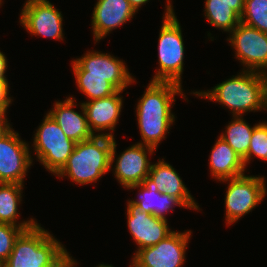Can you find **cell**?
Instances as JSON below:
<instances>
[{"label":"cell","instance_id":"obj_12","mask_svg":"<svg viewBox=\"0 0 267 267\" xmlns=\"http://www.w3.org/2000/svg\"><path fill=\"white\" fill-rule=\"evenodd\" d=\"M116 146L114 138L111 150V167L116 160L115 167H113L115 178L124 188L141 184L148 177L152 165L147 156L148 154L152 155L156 149L137 143L131 145L116 157Z\"/></svg>","mask_w":267,"mask_h":267},{"label":"cell","instance_id":"obj_36","mask_svg":"<svg viewBox=\"0 0 267 267\" xmlns=\"http://www.w3.org/2000/svg\"><path fill=\"white\" fill-rule=\"evenodd\" d=\"M42 267H59V266H42Z\"/></svg>","mask_w":267,"mask_h":267},{"label":"cell","instance_id":"obj_11","mask_svg":"<svg viewBox=\"0 0 267 267\" xmlns=\"http://www.w3.org/2000/svg\"><path fill=\"white\" fill-rule=\"evenodd\" d=\"M19 19L31 35L64 40L62 13L49 0H26Z\"/></svg>","mask_w":267,"mask_h":267},{"label":"cell","instance_id":"obj_6","mask_svg":"<svg viewBox=\"0 0 267 267\" xmlns=\"http://www.w3.org/2000/svg\"><path fill=\"white\" fill-rule=\"evenodd\" d=\"M33 138L37 161L47 171L57 174L73 152L75 142L64 134L60 126L46 113Z\"/></svg>","mask_w":267,"mask_h":267},{"label":"cell","instance_id":"obj_14","mask_svg":"<svg viewBox=\"0 0 267 267\" xmlns=\"http://www.w3.org/2000/svg\"><path fill=\"white\" fill-rule=\"evenodd\" d=\"M75 61L87 71V75L104 76L118 91H124L136 82L128 71L126 63L109 53L88 51Z\"/></svg>","mask_w":267,"mask_h":267},{"label":"cell","instance_id":"obj_24","mask_svg":"<svg viewBox=\"0 0 267 267\" xmlns=\"http://www.w3.org/2000/svg\"><path fill=\"white\" fill-rule=\"evenodd\" d=\"M205 17L211 26L231 32L240 22V16L225 0H206Z\"/></svg>","mask_w":267,"mask_h":267},{"label":"cell","instance_id":"obj_23","mask_svg":"<svg viewBox=\"0 0 267 267\" xmlns=\"http://www.w3.org/2000/svg\"><path fill=\"white\" fill-rule=\"evenodd\" d=\"M243 116H233L230 123L226 126L225 132L220 134V138L223 139L243 160L249 150L252 132L254 128L259 124H254L251 127Z\"/></svg>","mask_w":267,"mask_h":267},{"label":"cell","instance_id":"obj_8","mask_svg":"<svg viewBox=\"0 0 267 267\" xmlns=\"http://www.w3.org/2000/svg\"><path fill=\"white\" fill-rule=\"evenodd\" d=\"M191 233L173 231L154 246L136 251L129 267H182Z\"/></svg>","mask_w":267,"mask_h":267},{"label":"cell","instance_id":"obj_13","mask_svg":"<svg viewBox=\"0 0 267 267\" xmlns=\"http://www.w3.org/2000/svg\"><path fill=\"white\" fill-rule=\"evenodd\" d=\"M126 211L129 232L138 245L136 251L154 246L173 232L167 220L143 212L138 205L129 201Z\"/></svg>","mask_w":267,"mask_h":267},{"label":"cell","instance_id":"obj_9","mask_svg":"<svg viewBox=\"0 0 267 267\" xmlns=\"http://www.w3.org/2000/svg\"><path fill=\"white\" fill-rule=\"evenodd\" d=\"M230 35L226 40L243 64V70L267 74V33L240 22Z\"/></svg>","mask_w":267,"mask_h":267},{"label":"cell","instance_id":"obj_3","mask_svg":"<svg viewBox=\"0 0 267 267\" xmlns=\"http://www.w3.org/2000/svg\"><path fill=\"white\" fill-rule=\"evenodd\" d=\"M113 140L105 135H94L76 143L67 162L55 176L68 177L77 185L97 182L111 170Z\"/></svg>","mask_w":267,"mask_h":267},{"label":"cell","instance_id":"obj_16","mask_svg":"<svg viewBox=\"0 0 267 267\" xmlns=\"http://www.w3.org/2000/svg\"><path fill=\"white\" fill-rule=\"evenodd\" d=\"M122 92L123 91H117L109 97L82 103L89 128L93 135H105L114 138L115 135L112 133L115 131L114 129L121 115V109L123 108V97L120 95ZM105 130H109L110 132H105V134L95 133Z\"/></svg>","mask_w":267,"mask_h":267},{"label":"cell","instance_id":"obj_37","mask_svg":"<svg viewBox=\"0 0 267 267\" xmlns=\"http://www.w3.org/2000/svg\"><path fill=\"white\" fill-rule=\"evenodd\" d=\"M4 113L0 110V117L3 115Z\"/></svg>","mask_w":267,"mask_h":267},{"label":"cell","instance_id":"obj_10","mask_svg":"<svg viewBox=\"0 0 267 267\" xmlns=\"http://www.w3.org/2000/svg\"><path fill=\"white\" fill-rule=\"evenodd\" d=\"M30 152L29 144L13 128L0 139V183L24 185L34 160Z\"/></svg>","mask_w":267,"mask_h":267},{"label":"cell","instance_id":"obj_28","mask_svg":"<svg viewBox=\"0 0 267 267\" xmlns=\"http://www.w3.org/2000/svg\"><path fill=\"white\" fill-rule=\"evenodd\" d=\"M9 82H0V110L6 114L9 105H11L13 99H11L9 94Z\"/></svg>","mask_w":267,"mask_h":267},{"label":"cell","instance_id":"obj_4","mask_svg":"<svg viewBox=\"0 0 267 267\" xmlns=\"http://www.w3.org/2000/svg\"><path fill=\"white\" fill-rule=\"evenodd\" d=\"M70 254L62 243L39 223L23 230L2 267L60 266Z\"/></svg>","mask_w":267,"mask_h":267},{"label":"cell","instance_id":"obj_29","mask_svg":"<svg viewBox=\"0 0 267 267\" xmlns=\"http://www.w3.org/2000/svg\"><path fill=\"white\" fill-rule=\"evenodd\" d=\"M7 67V58L5 54L0 51V82H8L5 75Z\"/></svg>","mask_w":267,"mask_h":267},{"label":"cell","instance_id":"obj_20","mask_svg":"<svg viewBox=\"0 0 267 267\" xmlns=\"http://www.w3.org/2000/svg\"><path fill=\"white\" fill-rule=\"evenodd\" d=\"M215 142L209 156L211 176L221 182L243 175L246 168L238 154L220 137Z\"/></svg>","mask_w":267,"mask_h":267},{"label":"cell","instance_id":"obj_25","mask_svg":"<svg viewBox=\"0 0 267 267\" xmlns=\"http://www.w3.org/2000/svg\"><path fill=\"white\" fill-rule=\"evenodd\" d=\"M241 23L267 33V0H244Z\"/></svg>","mask_w":267,"mask_h":267},{"label":"cell","instance_id":"obj_18","mask_svg":"<svg viewBox=\"0 0 267 267\" xmlns=\"http://www.w3.org/2000/svg\"><path fill=\"white\" fill-rule=\"evenodd\" d=\"M151 165L148 178L157 185L158 192L179 199L187 209L200 210L198 203L176 172L175 168L163 159Z\"/></svg>","mask_w":267,"mask_h":267},{"label":"cell","instance_id":"obj_1","mask_svg":"<svg viewBox=\"0 0 267 267\" xmlns=\"http://www.w3.org/2000/svg\"><path fill=\"white\" fill-rule=\"evenodd\" d=\"M181 88L182 85L174 82L150 81L135 110L142 138L139 144L157 150L175 121V115L171 112L176 101L175 95L186 97Z\"/></svg>","mask_w":267,"mask_h":267},{"label":"cell","instance_id":"obj_32","mask_svg":"<svg viewBox=\"0 0 267 267\" xmlns=\"http://www.w3.org/2000/svg\"><path fill=\"white\" fill-rule=\"evenodd\" d=\"M131 7L138 12L139 8H141L142 5L146 4L150 0H128Z\"/></svg>","mask_w":267,"mask_h":267},{"label":"cell","instance_id":"obj_17","mask_svg":"<svg viewBox=\"0 0 267 267\" xmlns=\"http://www.w3.org/2000/svg\"><path fill=\"white\" fill-rule=\"evenodd\" d=\"M75 101L73 96L66 97L64 101H55L53 109L48 111V114L60 126L66 137L78 143L94 135L89 128L82 103L79 104L81 114L74 110L73 107L78 106Z\"/></svg>","mask_w":267,"mask_h":267},{"label":"cell","instance_id":"obj_5","mask_svg":"<svg viewBox=\"0 0 267 267\" xmlns=\"http://www.w3.org/2000/svg\"><path fill=\"white\" fill-rule=\"evenodd\" d=\"M158 39L159 69L151 81L174 82L182 85L184 42L180 23L175 14L163 15Z\"/></svg>","mask_w":267,"mask_h":267},{"label":"cell","instance_id":"obj_21","mask_svg":"<svg viewBox=\"0 0 267 267\" xmlns=\"http://www.w3.org/2000/svg\"><path fill=\"white\" fill-rule=\"evenodd\" d=\"M22 184L0 183V223L12 224L23 230L32 228L37 221L33 218L19 223L18 205L22 201ZM18 223V224H17Z\"/></svg>","mask_w":267,"mask_h":267},{"label":"cell","instance_id":"obj_33","mask_svg":"<svg viewBox=\"0 0 267 267\" xmlns=\"http://www.w3.org/2000/svg\"><path fill=\"white\" fill-rule=\"evenodd\" d=\"M76 264H78V262H76L72 256H69L59 267H75Z\"/></svg>","mask_w":267,"mask_h":267},{"label":"cell","instance_id":"obj_30","mask_svg":"<svg viewBox=\"0 0 267 267\" xmlns=\"http://www.w3.org/2000/svg\"><path fill=\"white\" fill-rule=\"evenodd\" d=\"M6 116V114H3L0 117V139L12 129V127L10 126L11 124L10 122H8Z\"/></svg>","mask_w":267,"mask_h":267},{"label":"cell","instance_id":"obj_35","mask_svg":"<svg viewBox=\"0 0 267 267\" xmlns=\"http://www.w3.org/2000/svg\"><path fill=\"white\" fill-rule=\"evenodd\" d=\"M96 267H114V266H111V265H105V264H99L97 265Z\"/></svg>","mask_w":267,"mask_h":267},{"label":"cell","instance_id":"obj_15","mask_svg":"<svg viewBox=\"0 0 267 267\" xmlns=\"http://www.w3.org/2000/svg\"><path fill=\"white\" fill-rule=\"evenodd\" d=\"M136 11L128 0H98L92 13L94 41H100L111 31L133 19Z\"/></svg>","mask_w":267,"mask_h":267},{"label":"cell","instance_id":"obj_27","mask_svg":"<svg viewBox=\"0 0 267 267\" xmlns=\"http://www.w3.org/2000/svg\"><path fill=\"white\" fill-rule=\"evenodd\" d=\"M23 229L7 223H0V265H3L10 256L16 238Z\"/></svg>","mask_w":267,"mask_h":267},{"label":"cell","instance_id":"obj_31","mask_svg":"<svg viewBox=\"0 0 267 267\" xmlns=\"http://www.w3.org/2000/svg\"><path fill=\"white\" fill-rule=\"evenodd\" d=\"M228 4L231 5V8L241 16L244 8V0H225Z\"/></svg>","mask_w":267,"mask_h":267},{"label":"cell","instance_id":"obj_22","mask_svg":"<svg viewBox=\"0 0 267 267\" xmlns=\"http://www.w3.org/2000/svg\"><path fill=\"white\" fill-rule=\"evenodd\" d=\"M72 68L77 83V87L88 97L87 101L94 99L106 98L115 94L118 90L106 80L104 76L87 75L85 71L74 59Z\"/></svg>","mask_w":267,"mask_h":267},{"label":"cell","instance_id":"obj_34","mask_svg":"<svg viewBox=\"0 0 267 267\" xmlns=\"http://www.w3.org/2000/svg\"><path fill=\"white\" fill-rule=\"evenodd\" d=\"M172 3H171V1L170 0H167V5H166V9H165V13L166 14H175V12H174V10H173V7L174 6H172L171 5Z\"/></svg>","mask_w":267,"mask_h":267},{"label":"cell","instance_id":"obj_7","mask_svg":"<svg viewBox=\"0 0 267 267\" xmlns=\"http://www.w3.org/2000/svg\"><path fill=\"white\" fill-rule=\"evenodd\" d=\"M230 181V182H228ZM228 187L225 195V220L232 225L261 203L267 194L266 181L261 176L241 175L222 180Z\"/></svg>","mask_w":267,"mask_h":267},{"label":"cell","instance_id":"obj_26","mask_svg":"<svg viewBox=\"0 0 267 267\" xmlns=\"http://www.w3.org/2000/svg\"><path fill=\"white\" fill-rule=\"evenodd\" d=\"M252 156L267 161V121L259 122L252 132L248 154L243 159L245 167Z\"/></svg>","mask_w":267,"mask_h":267},{"label":"cell","instance_id":"obj_2","mask_svg":"<svg viewBox=\"0 0 267 267\" xmlns=\"http://www.w3.org/2000/svg\"><path fill=\"white\" fill-rule=\"evenodd\" d=\"M197 97L209 99L232 111L233 116L246 112L267 110V78L265 73L243 70L213 89L192 91Z\"/></svg>","mask_w":267,"mask_h":267},{"label":"cell","instance_id":"obj_19","mask_svg":"<svg viewBox=\"0 0 267 267\" xmlns=\"http://www.w3.org/2000/svg\"><path fill=\"white\" fill-rule=\"evenodd\" d=\"M126 189H139V199L128 201L138 205L143 212H147L158 218L167 220L166 214L169 210L173 211L172 208L175 206L187 208L179 199L158 192L157 185L148 177L141 184L128 186Z\"/></svg>","mask_w":267,"mask_h":267}]
</instances>
